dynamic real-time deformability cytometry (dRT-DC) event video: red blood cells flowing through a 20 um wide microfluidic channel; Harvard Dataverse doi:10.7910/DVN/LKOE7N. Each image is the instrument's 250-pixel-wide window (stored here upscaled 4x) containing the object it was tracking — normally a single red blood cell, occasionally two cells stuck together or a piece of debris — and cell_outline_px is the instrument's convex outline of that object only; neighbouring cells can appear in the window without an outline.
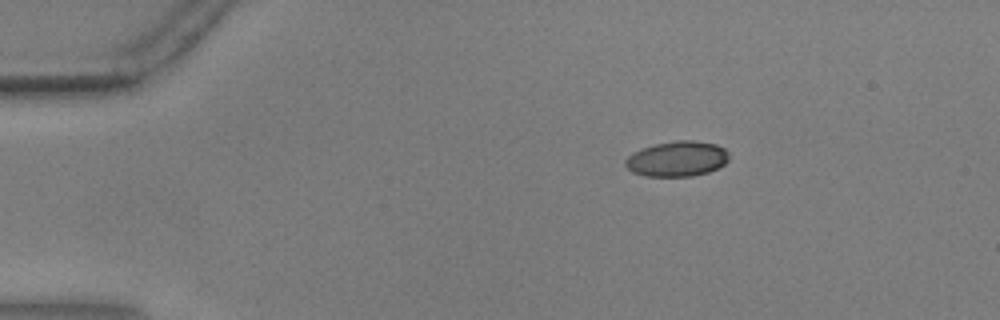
{"species": "common noctule bat (a hibernating species)", "species_latin": "Nyctalus noctula", "temperature_condition": "warm", "stored_images_in_passage": 50, "camera_frame_rate_fps": 3000, "um_per_image_px": 0.085, "animal": {"sex": "male", "body_mass_g": 17.9, "forearm_length_mm": 54.2}, "frame": {"image": 1, "passage_image": 4, "time_ms": 1.0, "image_size_px": [1000, 320], "cell_outline_px": [[728, 160], [724, 164], [708, 172], [692, 176], [648, 176], [632, 172], [624, 164], [628, 156], [644, 148], [656, 144], [680, 140], [688, 140], [716, 144], [724, 148], [728, 152]], "centroid_in_image_um": [57.57, 13.51], "position_along_channel_um": 27.4, "area_um2": 20.92}}
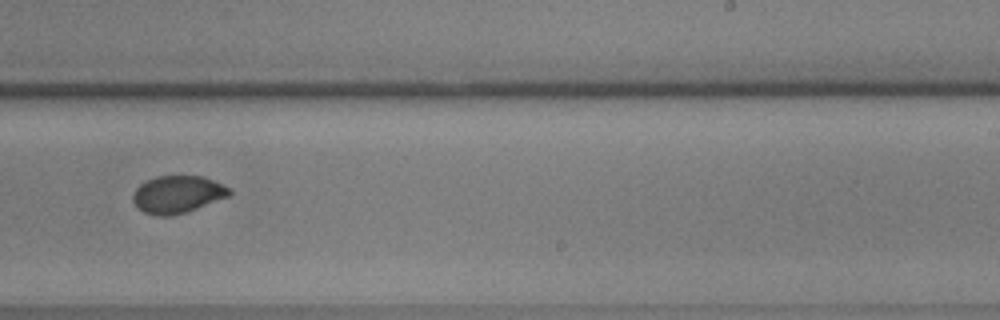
{"frame": {"image": 2, "passage_image": 30, "time_ms": 9.667, "image_size_px": [1000, 320], "cell_outline_px": [[232, 192], [228, 196], [196, 208], [184, 212], [168, 216], [156, 216], [144, 212], [132, 200], [132, 196], [136, 188], [140, 184], [156, 176], [204, 176], [228, 188]], "centroid_in_image_um": [15.05, 16.51], "position_along_channel_um": 273.9, "area_um2": 20.58}}
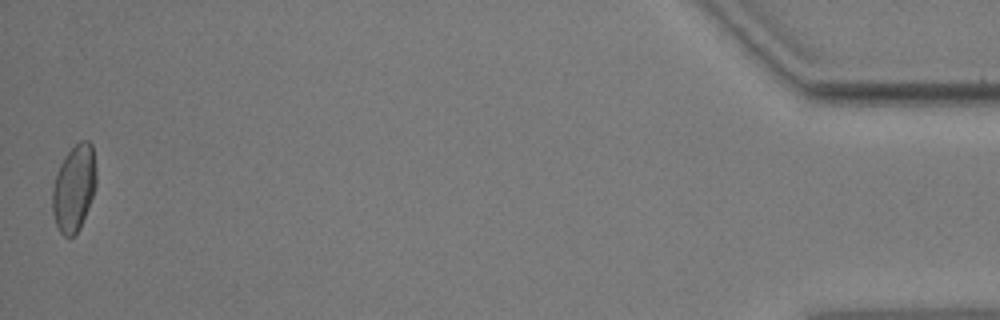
{"frame": {"image": 3, "passage_image": 50, "time_ms": 16.333, "image_size_px": [1000, 320], "cell_outline_px": [[96, 184], [88, 208], [80, 228], [72, 236], [64, 236], [60, 232], [56, 224], [52, 212], [52, 188], [60, 164], [68, 152], [80, 140], [88, 140], [92, 144], [96, 172]], "centroid_in_image_um": [6.29, 15.98], "position_along_channel_um": 428.9, "area_um2": 21.91}, "authors_computed_cell_mechanics": {"area_um2": 21.2993, "velocity_mm_per_s": 3.623, "shape_relaxation_time_tau1_ms": 8.3222, "shape_relaxation_time_tau2_ms": null, "deformation_change_tau1": 0.1578, "deformation_change_tau2": null}}